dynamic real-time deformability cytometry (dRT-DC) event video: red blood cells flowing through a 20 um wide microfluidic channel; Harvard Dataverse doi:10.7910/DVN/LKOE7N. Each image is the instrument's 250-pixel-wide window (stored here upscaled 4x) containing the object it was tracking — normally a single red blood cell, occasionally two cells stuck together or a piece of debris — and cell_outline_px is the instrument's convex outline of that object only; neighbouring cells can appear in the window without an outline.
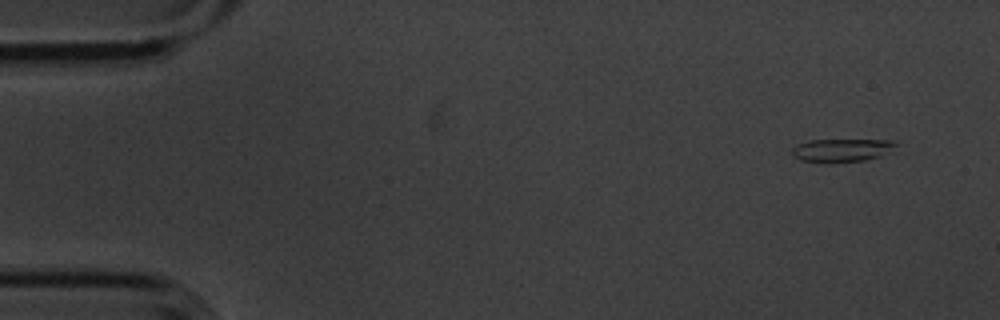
{"species": "common noctule bat (a hibernating species)", "species_latin": "Nyctalus noctula", "temperature_condition": "cold", "stored_images_in_passage": 4, "camera_frame_rate_fps": 3000, "um_per_image_px": 0.085, "animal": {"sex": "male", "body_mass_g": 20.1, "forearm_length_mm": 53.5}, "frame": {"image": 1, "passage_image": 1, "time_ms": 0.0, "image_size_px": [1000, 320], "cell_outline_px": [[900, 140], [896, 144], [880, 156], [864, 160], [832, 164], [824, 164], [800, 160], [792, 156], [792, 148], [796, 144], [808, 140]], "centroid_in_image_um": [71.45, 12.79], "position_along_channel_um": 13.5, "area_um2": 14.28}}
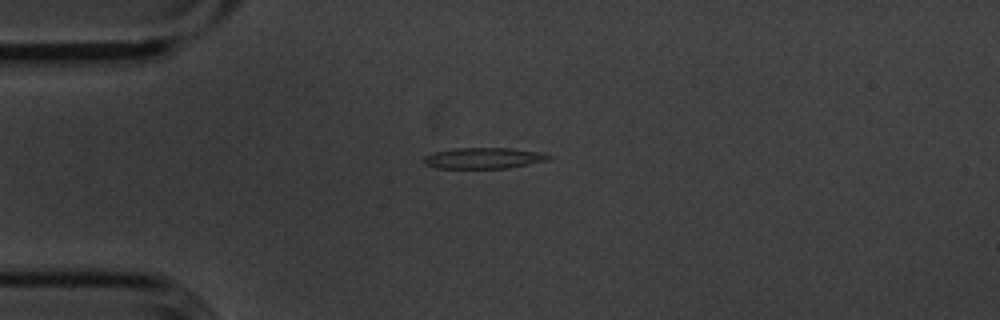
{"frame": {"image": 2, "passage_image": 4, "time_ms": 1.0, "image_size_px": [1000, 320], "cell_outline_px": [[556, 156], [548, 160], [508, 168], [436, 168], [424, 164], [420, 160], [424, 156], [436, 152], [452, 148], [512, 148], [536, 152]], "centroid_in_image_um": [41.07, 13.44], "position_along_channel_um": 43.9, "area_um2": 15.32}}